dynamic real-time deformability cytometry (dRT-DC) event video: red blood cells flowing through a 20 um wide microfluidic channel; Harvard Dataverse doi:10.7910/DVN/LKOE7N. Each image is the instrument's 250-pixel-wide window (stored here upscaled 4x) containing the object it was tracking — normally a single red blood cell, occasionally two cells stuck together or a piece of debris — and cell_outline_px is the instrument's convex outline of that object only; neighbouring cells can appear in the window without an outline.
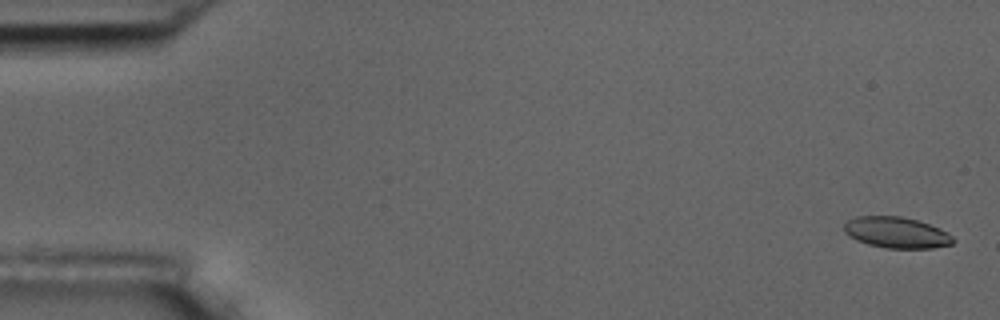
{"species": "common noctule bat (a hibernating species)", "species_latin": "Nyctalus noctula", "temperature_condition": "room temperature", "stored_images_in_passage": 4, "camera_frame_rate_fps": 3000, "um_per_image_px": 0.085, "animal": {"sex": "male", "body_mass_g": 17.5, "forearm_length_mm": 52.3}, "frame": {"image": 1, "passage_image": 1, "time_ms": 0.0, "image_size_px": [1000, 320], "cell_outline_px": [[956, 240], [952, 244], [932, 248], [888, 248], [868, 244], [856, 240], [848, 236], [844, 232], [844, 224], [848, 220], [856, 216], [900, 216], [916, 220], [940, 228], [952, 236]], "centroid_in_image_um": [76.18, 19.76], "position_along_channel_um": 8.8, "area_um2": 19.71}}